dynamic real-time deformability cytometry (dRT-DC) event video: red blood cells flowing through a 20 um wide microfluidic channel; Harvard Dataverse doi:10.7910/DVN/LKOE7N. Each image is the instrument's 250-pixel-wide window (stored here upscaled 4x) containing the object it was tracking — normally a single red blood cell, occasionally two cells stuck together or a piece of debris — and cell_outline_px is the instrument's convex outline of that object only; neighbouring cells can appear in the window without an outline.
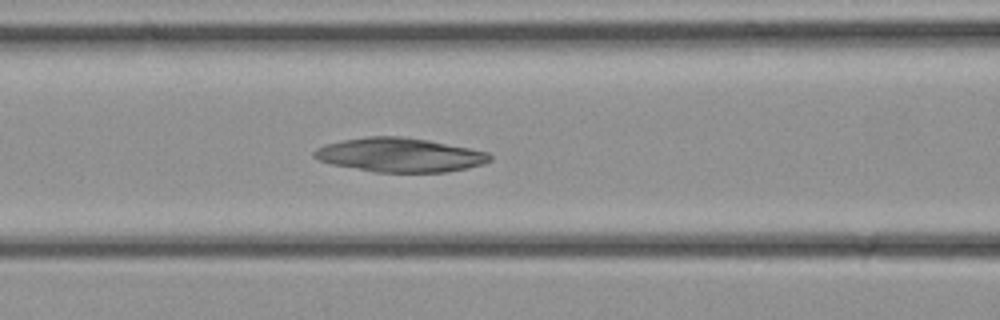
{"species": "common noctule bat (a hibernating species)", "species_latin": "Nyctalus noctula", "temperature_condition": "cold", "stored_images_in_passage": 29, "segment_of_instrument_passage": [1, 2], "camera_frame_rate_fps": 3000, "um_per_image_px": 0.085, "animal": {"sex": "female", "body_mass_g": 21.9}, "frame": {"image": 1, "passage_image": 11, "time_ms": 3.333, "image_size_px": [1000, 320], "cell_outline_px": [[492, 160], [484, 164], [468, 168], [448, 172], [376, 172], [332, 164], [320, 160], [312, 156], [312, 152], [316, 148], [324, 144], [344, 140], [368, 136], [400, 136], [428, 140], [488, 152], [492, 156]], "centroid_in_image_um": [33.99, 13.17], "position_along_channel_um": 132.6, "area_um2": 34.85}}
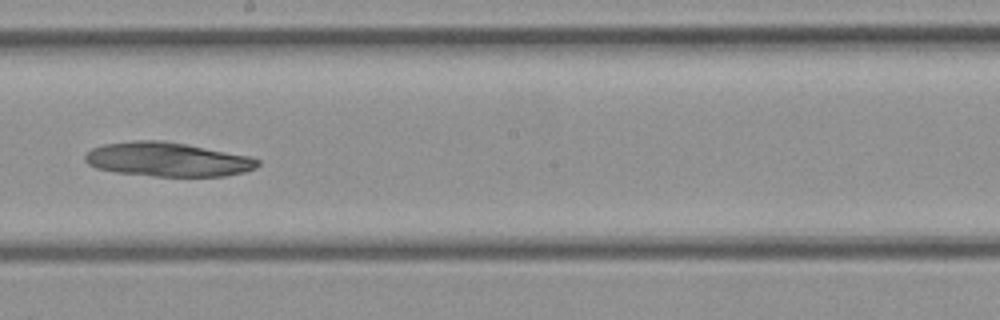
{"frame": {"image": 2, "passage_image": 16, "time_ms": 5.0, "image_size_px": [1000, 320], "cell_outline_px": [[260, 164], [256, 168], [244, 172], [224, 176], [152, 176], [116, 172], [96, 168], [88, 164], [84, 160], [84, 156], [92, 148], [104, 144], [132, 140], [164, 140], [188, 144], [252, 156], [260, 160]], "centroid_in_image_um": [14.27, 13.54], "position_along_channel_um": 233.9, "area_um2": 34.68}}
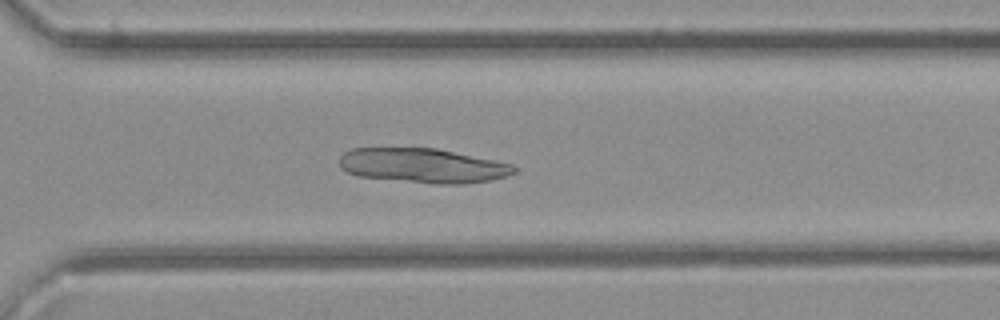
{"frame": {"image": 3, "passage_image": 21, "time_ms": 6.667, "image_size_px": [1000, 320], "cell_outline_px": [[516, 172], [492, 180], [464, 184], [436, 184], [360, 176], [348, 172], [340, 168], [340, 156], [344, 152], [352, 148], [436, 148], [512, 164], [516, 168]], "centroid_in_image_um": [35.94, 14.07], "position_along_channel_um": 334.7, "area_um2": 34.91}}